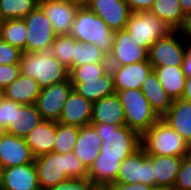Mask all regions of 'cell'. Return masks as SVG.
Listing matches in <instances>:
<instances>
[{
	"instance_id": "cell-1",
	"label": "cell",
	"mask_w": 191,
	"mask_h": 190,
	"mask_svg": "<svg viewBox=\"0 0 191 190\" xmlns=\"http://www.w3.org/2000/svg\"><path fill=\"white\" fill-rule=\"evenodd\" d=\"M34 164L41 190L54 187L69 178L87 177V170L73 152L59 154L52 151L34 158Z\"/></svg>"
},
{
	"instance_id": "cell-2",
	"label": "cell",
	"mask_w": 191,
	"mask_h": 190,
	"mask_svg": "<svg viewBox=\"0 0 191 190\" xmlns=\"http://www.w3.org/2000/svg\"><path fill=\"white\" fill-rule=\"evenodd\" d=\"M20 74L35 79L41 89L69 79V70L50 51L23 52Z\"/></svg>"
},
{
	"instance_id": "cell-3",
	"label": "cell",
	"mask_w": 191,
	"mask_h": 190,
	"mask_svg": "<svg viewBox=\"0 0 191 190\" xmlns=\"http://www.w3.org/2000/svg\"><path fill=\"white\" fill-rule=\"evenodd\" d=\"M102 140L101 158L124 160L141 147V135L128 126L92 124Z\"/></svg>"
},
{
	"instance_id": "cell-4",
	"label": "cell",
	"mask_w": 191,
	"mask_h": 190,
	"mask_svg": "<svg viewBox=\"0 0 191 190\" xmlns=\"http://www.w3.org/2000/svg\"><path fill=\"white\" fill-rule=\"evenodd\" d=\"M147 155L184 157L191 152L186 141L161 118L141 135Z\"/></svg>"
},
{
	"instance_id": "cell-5",
	"label": "cell",
	"mask_w": 191,
	"mask_h": 190,
	"mask_svg": "<svg viewBox=\"0 0 191 190\" xmlns=\"http://www.w3.org/2000/svg\"><path fill=\"white\" fill-rule=\"evenodd\" d=\"M116 31L88 8L76 12L70 36L83 43L95 44L107 56L112 50Z\"/></svg>"
},
{
	"instance_id": "cell-6",
	"label": "cell",
	"mask_w": 191,
	"mask_h": 190,
	"mask_svg": "<svg viewBox=\"0 0 191 190\" xmlns=\"http://www.w3.org/2000/svg\"><path fill=\"white\" fill-rule=\"evenodd\" d=\"M116 94L124 108L126 126L140 135L160 119L140 89L121 90Z\"/></svg>"
},
{
	"instance_id": "cell-7",
	"label": "cell",
	"mask_w": 191,
	"mask_h": 190,
	"mask_svg": "<svg viewBox=\"0 0 191 190\" xmlns=\"http://www.w3.org/2000/svg\"><path fill=\"white\" fill-rule=\"evenodd\" d=\"M137 46L150 47L171 29L150 11L132 12L124 28Z\"/></svg>"
},
{
	"instance_id": "cell-8",
	"label": "cell",
	"mask_w": 191,
	"mask_h": 190,
	"mask_svg": "<svg viewBox=\"0 0 191 190\" xmlns=\"http://www.w3.org/2000/svg\"><path fill=\"white\" fill-rule=\"evenodd\" d=\"M23 20L27 26L26 52L50 51L57 35L42 8L38 5Z\"/></svg>"
},
{
	"instance_id": "cell-9",
	"label": "cell",
	"mask_w": 191,
	"mask_h": 190,
	"mask_svg": "<svg viewBox=\"0 0 191 190\" xmlns=\"http://www.w3.org/2000/svg\"><path fill=\"white\" fill-rule=\"evenodd\" d=\"M116 183H143L155 187L152 155H147L142 147L121 161Z\"/></svg>"
},
{
	"instance_id": "cell-10",
	"label": "cell",
	"mask_w": 191,
	"mask_h": 190,
	"mask_svg": "<svg viewBox=\"0 0 191 190\" xmlns=\"http://www.w3.org/2000/svg\"><path fill=\"white\" fill-rule=\"evenodd\" d=\"M184 38L176 31H169L157 40L148 51V60L152 68L158 66L182 67L185 58Z\"/></svg>"
},
{
	"instance_id": "cell-11",
	"label": "cell",
	"mask_w": 191,
	"mask_h": 190,
	"mask_svg": "<svg viewBox=\"0 0 191 190\" xmlns=\"http://www.w3.org/2000/svg\"><path fill=\"white\" fill-rule=\"evenodd\" d=\"M72 90L73 86L69 79L41 89L35 105L42 119L58 122L64 103Z\"/></svg>"
},
{
	"instance_id": "cell-12",
	"label": "cell",
	"mask_w": 191,
	"mask_h": 190,
	"mask_svg": "<svg viewBox=\"0 0 191 190\" xmlns=\"http://www.w3.org/2000/svg\"><path fill=\"white\" fill-rule=\"evenodd\" d=\"M147 59L148 51L141 46H137L125 29L116 31L114 44L108 55L110 65L124 66Z\"/></svg>"
},
{
	"instance_id": "cell-13",
	"label": "cell",
	"mask_w": 191,
	"mask_h": 190,
	"mask_svg": "<svg viewBox=\"0 0 191 190\" xmlns=\"http://www.w3.org/2000/svg\"><path fill=\"white\" fill-rule=\"evenodd\" d=\"M87 8L113 31L123 30L132 13L125 0H91Z\"/></svg>"
},
{
	"instance_id": "cell-14",
	"label": "cell",
	"mask_w": 191,
	"mask_h": 190,
	"mask_svg": "<svg viewBox=\"0 0 191 190\" xmlns=\"http://www.w3.org/2000/svg\"><path fill=\"white\" fill-rule=\"evenodd\" d=\"M152 70V65L148 59L124 66L110 65L115 92L127 89H141L144 80Z\"/></svg>"
},
{
	"instance_id": "cell-15",
	"label": "cell",
	"mask_w": 191,
	"mask_h": 190,
	"mask_svg": "<svg viewBox=\"0 0 191 190\" xmlns=\"http://www.w3.org/2000/svg\"><path fill=\"white\" fill-rule=\"evenodd\" d=\"M46 17L51 22L57 36L69 35L77 10V6L67 1H39Z\"/></svg>"
},
{
	"instance_id": "cell-16",
	"label": "cell",
	"mask_w": 191,
	"mask_h": 190,
	"mask_svg": "<svg viewBox=\"0 0 191 190\" xmlns=\"http://www.w3.org/2000/svg\"><path fill=\"white\" fill-rule=\"evenodd\" d=\"M34 162V157L24 138L9 133L0 137V163L4 168Z\"/></svg>"
},
{
	"instance_id": "cell-17",
	"label": "cell",
	"mask_w": 191,
	"mask_h": 190,
	"mask_svg": "<svg viewBox=\"0 0 191 190\" xmlns=\"http://www.w3.org/2000/svg\"><path fill=\"white\" fill-rule=\"evenodd\" d=\"M1 190H41L34 162L4 168Z\"/></svg>"
},
{
	"instance_id": "cell-18",
	"label": "cell",
	"mask_w": 191,
	"mask_h": 190,
	"mask_svg": "<svg viewBox=\"0 0 191 190\" xmlns=\"http://www.w3.org/2000/svg\"><path fill=\"white\" fill-rule=\"evenodd\" d=\"M92 108L91 101L72 90L64 103L58 122L79 128L88 125L92 119Z\"/></svg>"
},
{
	"instance_id": "cell-19",
	"label": "cell",
	"mask_w": 191,
	"mask_h": 190,
	"mask_svg": "<svg viewBox=\"0 0 191 190\" xmlns=\"http://www.w3.org/2000/svg\"><path fill=\"white\" fill-rule=\"evenodd\" d=\"M42 121L35 104H20L13 101L12 123L4 128V132L25 138Z\"/></svg>"
},
{
	"instance_id": "cell-20",
	"label": "cell",
	"mask_w": 191,
	"mask_h": 190,
	"mask_svg": "<svg viewBox=\"0 0 191 190\" xmlns=\"http://www.w3.org/2000/svg\"><path fill=\"white\" fill-rule=\"evenodd\" d=\"M104 123L120 127L126 125L124 108L116 93L93 103L90 124Z\"/></svg>"
},
{
	"instance_id": "cell-21",
	"label": "cell",
	"mask_w": 191,
	"mask_h": 190,
	"mask_svg": "<svg viewBox=\"0 0 191 190\" xmlns=\"http://www.w3.org/2000/svg\"><path fill=\"white\" fill-rule=\"evenodd\" d=\"M102 140L92 124L79 128V135L72 152L80 159L88 171L99 156V148Z\"/></svg>"
},
{
	"instance_id": "cell-22",
	"label": "cell",
	"mask_w": 191,
	"mask_h": 190,
	"mask_svg": "<svg viewBox=\"0 0 191 190\" xmlns=\"http://www.w3.org/2000/svg\"><path fill=\"white\" fill-rule=\"evenodd\" d=\"M73 90L92 103L115 94L112 72L109 70L100 78L91 80H70Z\"/></svg>"
},
{
	"instance_id": "cell-23",
	"label": "cell",
	"mask_w": 191,
	"mask_h": 190,
	"mask_svg": "<svg viewBox=\"0 0 191 190\" xmlns=\"http://www.w3.org/2000/svg\"><path fill=\"white\" fill-rule=\"evenodd\" d=\"M56 122L43 120L24 138L34 158L53 151Z\"/></svg>"
},
{
	"instance_id": "cell-24",
	"label": "cell",
	"mask_w": 191,
	"mask_h": 190,
	"mask_svg": "<svg viewBox=\"0 0 191 190\" xmlns=\"http://www.w3.org/2000/svg\"><path fill=\"white\" fill-rule=\"evenodd\" d=\"M191 147V102L177 99L171 108L161 117Z\"/></svg>"
},
{
	"instance_id": "cell-25",
	"label": "cell",
	"mask_w": 191,
	"mask_h": 190,
	"mask_svg": "<svg viewBox=\"0 0 191 190\" xmlns=\"http://www.w3.org/2000/svg\"><path fill=\"white\" fill-rule=\"evenodd\" d=\"M183 157L152 155L155 188H173Z\"/></svg>"
},
{
	"instance_id": "cell-26",
	"label": "cell",
	"mask_w": 191,
	"mask_h": 190,
	"mask_svg": "<svg viewBox=\"0 0 191 190\" xmlns=\"http://www.w3.org/2000/svg\"><path fill=\"white\" fill-rule=\"evenodd\" d=\"M40 92L38 82L22 74L3 89L4 98L20 104H35Z\"/></svg>"
},
{
	"instance_id": "cell-27",
	"label": "cell",
	"mask_w": 191,
	"mask_h": 190,
	"mask_svg": "<svg viewBox=\"0 0 191 190\" xmlns=\"http://www.w3.org/2000/svg\"><path fill=\"white\" fill-rule=\"evenodd\" d=\"M121 159L101 158V154L87 171V177L96 188H108L116 183Z\"/></svg>"
},
{
	"instance_id": "cell-28",
	"label": "cell",
	"mask_w": 191,
	"mask_h": 190,
	"mask_svg": "<svg viewBox=\"0 0 191 190\" xmlns=\"http://www.w3.org/2000/svg\"><path fill=\"white\" fill-rule=\"evenodd\" d=\"M140 90L160 118L171 108L173 100L165 92L153 70L147 75Z\"/></svg>"
},
{
	"instance_id": "cell-29",
	"label": "cell",
	"mask_w": 191,
	"mask_h": 190,
	"mask_svg": "<svg viewBox=\"0 0 191 190\" xmlns=\"http://www.w3.org/2000/svg\"><path fill=\"white\" fill-rule=\"evenodd\" d=\"M153 71L168 96L173 101L181 99L186 82V76L183 73L182 67L164 65L154 67Z\"/></svg>"
},
{
	"instance_id": "cell-30",
	"label": "cell",
	"mask_w": 191,
	"mask_h": 190,
	"mask_svg": "<svg viewBox=\"0 0 191 190\" xmlns=\"http://www.w3.org/2000/svg\"><path fill=\"white\" fill-rule=\"evenodd\" d=\"M149 11L171 30H177L184 17V12L178 0H155Z\"/></svg>"
},
{
	"instance_id": "cell-31",
	"label": "cell",
	"mask_w": 191,
	"mask_h": 190,
	"mask_svg": "<svg viewBox=\"0 0 191 190\" xmlns=\"http://www.w3.org/2000/svg\"><path fill=\"white\" fill-rule=\"evenodd\" d=\"M27 26L23 19L4 20L1 24L0 39L26 52Z\"/></svg>"
},
{
	"instance_id": "cell-32",
	"label": "cell",
	"mask_w": 191,
	"mask_h": 190,
	"mask_svg": "<svg viewBox=\"0 0 191 190\" xmlns=\"http://www.w3.org/2000/svg\"><path fill=\"white\" fill-rule=\"evenodd\" d=\"M91 63H109L108 56L95 44L75 40L72 67Z\"/></svg>"
},
{
	"instance_id": "cell-33",
	"label": "cell",
	"mask_w": 191,
	"mask_h": 190,
	"mask_svg": "<svg viewBox=\"0 0 191 190\" xmlns=\"http://www.w3.org/2000/svg\"><path fill=\"white\" fill-rule=\"evenodd\" d=\"M39 5V0H0V18L23 19Z\"/></svg>"
},
{
	"instance_id": "cell-34",
	"label": "cell",
	"mask_w": 191,
	"mask_h": 190,
	"mask_svg": "<svg viewBox=\"0 0 191 190\" xmlns=\"http://www.w3.org/2000/svg\"><path fill=\"white\" fill-rule=\"evenodd\" d=\"M79 135V127L56 122V135L53 152L67 154L72 152Z\"/></svg>"
},
{
	"instance_id": "cell-35",
	"label": "cell",
	"mask_w": 191,
	"mask_h": 190,
	"mask_svg": "<svg viewBox=\"0 0 191 190\" xmlns=\"http://www.w3.org/2000/svg\"><path fill=\"white\" fill-rule=\"evenodd\" d=\"M75 39L70 35L57 36L51 45V54L70 70L74 55Z\"/></svg>"
},
{
	"instance_id": "cell-36",
	"label": "cell",
	"mask_w": 191,
	"mask_h": 190,
	"mask_svg": "<svg viewBox=\"0 0 191 190\" xmlns=\"http://www.w3.org/2000/svg\"><path fill=\"white\" fill-rule=\"evenodd\" d=\"M110 70L109 63H91L69 70V80H91L100 78Z\"/></svg>"
},
{
	"instance_id": "cell-37",
	"label": "cell",
	"mask_w": 191,
	"mask_h": 190,
	"mask_svg": "<svg viewBox=\"0 0 191 190\" xmlns=\"http://www.w3.org/2000/svg\"><path fill=\"white\" fill-rule=\"evenodd\" d=\"M173 189L191 190V152L183 157Z\"/></svg>"
},
{
	"instance_id": "cell-38",
	"label": "cell",
	"mask_w": 191,
	"mask_h": 190,
	"mask_svg": "<svg viewBox=\"0 0 191 190\" xmlns=\"http://www.w3.org/2000/svg\"><path fill=\"white\" fill-rule=\"evenodd\" d=\"M94 183L88 178H69L46 190H94Z\"/></svg>"
},
{
	"instance_id": "cell-39",
	"label": "cell",
	"mask_w": 191,
	"mask_h": 190,
	"mask_svg": "<svg viewBox=\"0 0 191 190\" xmlns=\"http://www.w3.org/2000/svg\"><path fill=\"white\" fill-rule=\"evenodd\" d=\"M23 51L0 39V64H19Z\"/></svg>"
},
{
	"instance_id": "cell-40",
	"label": "cell",
	"mask_w": 191,
	"mask_h": 190,
	"mask_svg": "<svg viewBox=\"0 0 191 190\" xmlns=\"http://www.w3.org/2000/svg\"><path fill=\"white\" fill-rule=\"evenodd\" d=\"M19 75V64H0V88L4 89L7 85L15 81Z\"/></svg>"
},
{
	"instance_id": "cell-41",
	"label": "cell",
	"mask_w": 191,
	"mask_h": 190,
	"mask_svg": "<svg viewBox=\"0 0 191 190\" xmlns=\"http://www.w3.org/2000/svg\"><path fill=\"white\" fill-rule=\"evenodd\" d=\"M13 101L3 98L0 103V126L5 128L12 123Z\"/></svg>"
},
{
	"instance_id": "cell-42",
	"label": "cell",
	"mask_w": 191,
	"mask_h": 190,
	"mask_svg": "<svg viewBox=\"0 0 191 190\" xmlns=\"http://www.w3.org/2000/svg\"><path fill=\"white\" fill-rule=\"evenodd\" d=\"M185 58L182 62V70L186 77H191V37L184 38Z\"/></svg>"
},
{
	"instance_id": "cell-43",
	"label": "cell",
	"mask_w": 191,
	"mask_h": 190,
	"mask_svg": "<svg viewBox=\"0 0 191 190\" xmlns=\"http://www.w3.org/2000/svg\"><path fill=\"white\" fill-rule=\"evenodd\" d=\"M107 189L108 190H156L155 187H151L143 183H134V184L114 183L110 185Z\"/></svg>"
},
{
	"instance_id": "cell-44",
	"label": "cell",
	"mask_w": 191,
	"mask_h": 190,
	"mask_svg": "<svg viewBox=\"0 0 191 190\" xmlns=\"http://www.w3.org/2000/svg\"><path fill=\"white\" fill-rule=\"evenodd\" d=\"M132 12L149 11L155 0H125Z\"/></svg>"
},
{
	"instance_id": "cell-45",
	"label": "cell",
	"mask_w": 191,
	"mask_h": 190,
	"mask_svg": "<svg viewBox=\"0 0 191 190\" xmlns=\"http://www.w3.org/2000/svg\"><path fill=\"white\" fill-rule=\"evenodd\" d=\"M183 38L191 37V11L184 13L182 24L176 30Z\"/></svg>"
},
{
	"instance_id": "cell-46",
	"label": "cell",
	"mask_w": 191,
	"mask_h": 190,
	"mask_svg": "<svg viewBox=\"0 0 191 190\" xmlns=\"http://www.w3.org/2000/svg\"><path fill=\"white\" fill-rule=\"evenodd\" d=\"M181 99L191 102V77H186L185 89Z\"/></svg>"
},
{
	"instance_id": "cell-47",
	"label": "cell",
	"mask_w": 191,
	"mask_h": 190,
	"mask_svg": "<svg viewBox=\"0 0 191 190\" xmlns=\"http://www.w3.org/2000/svg\"><path fill=\"white\" fill-rule=\"evenodd\" d=\"M68 3L77 6L78 8H87L91 0H66Z\"/></svg>"
},
{
	"instance_id": "cell-48",
	"label": "cell",
	"mask_w": 191,
	"mask_h": 190,
	"mask_svg": "<svg viewBox=\"0 0 191 190\" xmlns=\"http://www.w3.org/2000/svg\"><path fill=\"white\" fill-rule=\"evenodd\" d=\"M184 13L191 11V0H178Z\"/></svg>"
},
{
	"instance_id": "cell-49",
	"label": "cell",
	"mask_w": 191,
	"mask_h": 190,
	"mask_svg": "<svg viewBox=\"0 0 191 190\" xmlns=\"http://www.w3.org/2000/svg\"><path fill=\"white\" fill-rule=\"evenodd\" d=\"M3 170H4V167L0 163V186H1V183H2Z\"/></svg>"
},
{
	"instance_id": "cell-50",
	"label": "cell",
	"mask_w": 191,
	"mask_h": 190,
	"mask_svg": "<svg viewBox=\"0 0 191 190\" xmlns=\"http://www.w3.org/2000/svg\"><path fill=\"white\" fill-rule=\"evenodd\" d=\"M3 98H4L3 89L0 88V103Z\"/></svg>"
},
{
	"instance_id": "cell-51",
	"label": "cell",
	"mask_w": 191,
	"mask_h": 190,
	"mask_svg": "<svg viewBox=\"0 0 191 190\" xmlns=\"http://www.w3.org/2000/svg\"><path fill=\"white\" fill-rule=\"evenodd\" d=\"M156 190H174L173 188H156Z\"/></svg>"
},
{
	"instance_id": "cell-52",
	"label": "cell",
	"mask_w": 191,
	"mask_h": 190,
	"mask_svg": "<svg viewBox=\"0 0 191 190\" xmlns=\"http://www.w3.org/2000/svg\"><path fill=\"white\" fill-rule=\"evenodd\" d=\"M4 133V128L0 126V137Z\"/></svg>"
},
{
	"instance_id": "cell-53",
	"label": "cell",
	"mask_w": 191,
	"mask_h": 190,
	"mask_svg": "<svg viewBox=\"0 0 191 190\" xmlns=\"http://www.w3.org/2000/svg\"><path fill=\"white\" fill-rule=\"evenodd\" d=\"M39 1H66V0H39Z\"/></svg>"
},
{
	"instance_id": "cell-54",
	"label": "cell",
	"mask_w": 191,
	"mask_h": 190,
	"mask_svg": "<svg viewBox=\"0 0 191 190\" xmlns=\"http://www.w3.org/2000/svg\"><path fill=\"white\" fill-rule=\"evenodd\" d=\"M94 190H108L107 188H95Z\"/></svg>"
},
{
	"instance_id": "cell-55",
	"label": "cell",
	"mask_w": 191,
	"mask_h": 190,
	"mask_svg": "<svg viewBox=\"0 0 191 190\" xmlns=\"http://www.w3.org/2000/svg\"><path fill=\"white\" fill-rule=\"evenodd\" d=\"M1 24H2V20H1V18H0V31H1Z\"/></svg>"
}]
</instances>
